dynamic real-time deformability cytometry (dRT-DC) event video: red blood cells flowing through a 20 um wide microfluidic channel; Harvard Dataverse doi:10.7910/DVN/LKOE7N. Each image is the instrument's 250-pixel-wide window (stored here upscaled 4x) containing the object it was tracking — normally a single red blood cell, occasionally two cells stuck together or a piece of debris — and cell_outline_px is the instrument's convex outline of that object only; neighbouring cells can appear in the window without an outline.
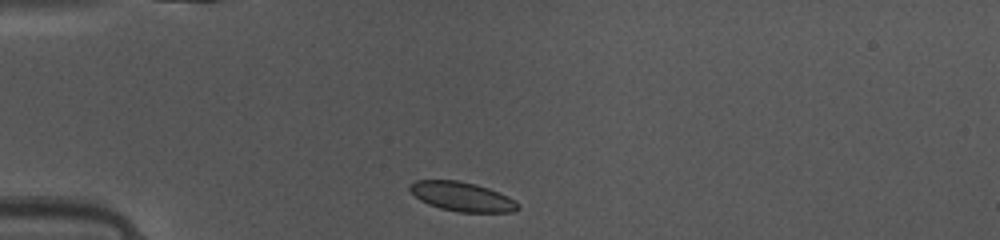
{"species": "common noctule bat (a hibernating species)", "species_latin": "Nyctalus noctula", "temperature_condition": "warm", "stored_images_in_passage": 36, "camera_frame_rate_fps": 3000, "um_per_image_px": 0.085, "animal": {"sex": "female", "body_mass_g": 10.0, "forearm_length_mm": 53.1}, "frame": {"image": 1, "passage_image": 1, "time_ms": 0.0, "image_size_px": [1000, 240], "cell_outline_px": [[520, 208], [512, 212], [460, 212], [440, 208], [428, 204], [420, 200], [408, 188], [408, 184], [416, 180], [460, 180], [476, 184], [488, 188], [508, 196], [516, 200], [520, 204]], "centroid_in_image_um": [39.29, 16.7], "position_along_channel_um": 45.7, "area_um2": 18.55}}
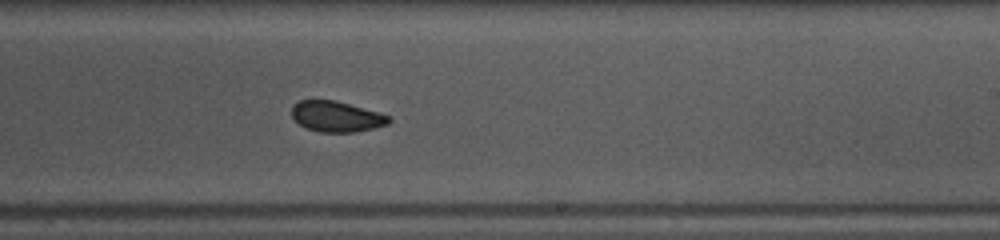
{"frame": {"image": 2, "passage_image": 18, "time_ms": 5.667, "image_size_px": [1000, 240], "cell_outline_px": [[392, 120], [388, 124], [372, 128], [352, 132], [320, 132], [308, 128], [300, 124], [292, 116], [292, 108], [300, 100], [336, 100], [392, 116]], "centroid_in_image_um": [28.64, 9.9], "position_along_channel_um": 260.4, "area_um2": 17.17}}
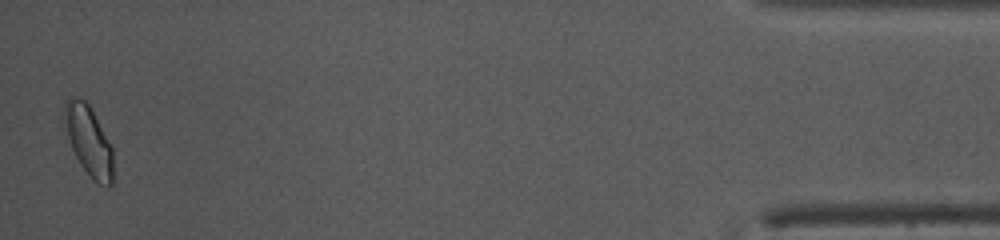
{"frame": {"image": 3, "passage_image": 36, "time_ms": 11.667, "image_size_px": [1000, 240], "cell_outline_px": [[112, 184], [108, 188], [92, 180], [80, 164], [68, 140], [64, 112], [64, 104], [68, 96], [80, 96], [88, 104], [112, 148]], "centroid_in_image_um": [7.52, 11.97], "position_along_channel_um": 427.7, "area_um2": 19.54}, "authors_computed_cell_mechanics": {"area_um2": 18.2648, "velocity_mm_per_s": 4.1257, "shape_relaxation_time_tau1_ms": 3.0778, "shape_relaxation_time_tau2_ms": 0.8701, "deformation_change_tau1": 0.0793, "deformation_change_tau2": 0.048}}